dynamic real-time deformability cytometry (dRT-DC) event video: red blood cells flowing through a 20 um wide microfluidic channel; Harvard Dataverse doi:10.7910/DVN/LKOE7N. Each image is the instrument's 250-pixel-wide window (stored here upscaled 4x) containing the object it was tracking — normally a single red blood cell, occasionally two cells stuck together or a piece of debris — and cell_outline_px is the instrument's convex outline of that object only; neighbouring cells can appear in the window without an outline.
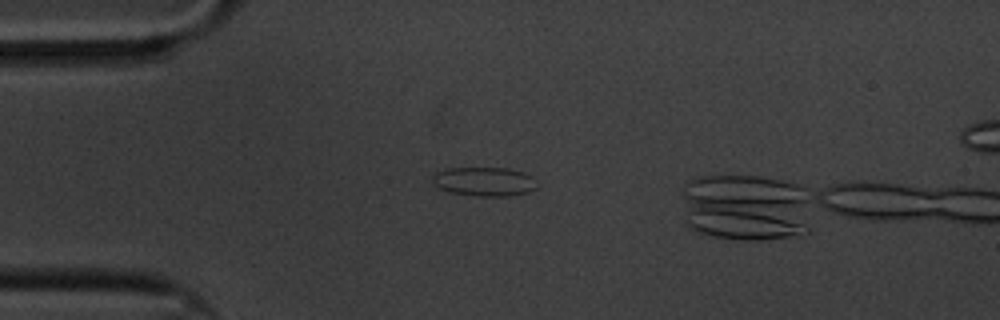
{"species": "common noctule bat (a hibernating species)", "species_latin": "Nyctalus noctula", "temperature_condition": "cold", "stored_images_in_passage": 7, "camera_frame_rate_fps": 3000, "um_per_image_px": 0.085, "animal": {"sex": "male", "body_mass_g": 20.1, "forearm_length_mm": 53.5}, "frame": {"image": 1, "passage_image": 5, "time_ms": 1.333, "image_size_px": [1000, 320], "cell_outline_px": [[540, 184], [536, 188], [528, 192], [508, 196], [476, 196], [448, 192], [440, 188], [432, 180], [432, 176], [436, 172], [448, 168], [508, 168], [524, 172], [532, 176]], "centroid_in_image_um": [41.21, 15.43], "position_along_channel_um": 43.8, "area_um2": 17.86}}